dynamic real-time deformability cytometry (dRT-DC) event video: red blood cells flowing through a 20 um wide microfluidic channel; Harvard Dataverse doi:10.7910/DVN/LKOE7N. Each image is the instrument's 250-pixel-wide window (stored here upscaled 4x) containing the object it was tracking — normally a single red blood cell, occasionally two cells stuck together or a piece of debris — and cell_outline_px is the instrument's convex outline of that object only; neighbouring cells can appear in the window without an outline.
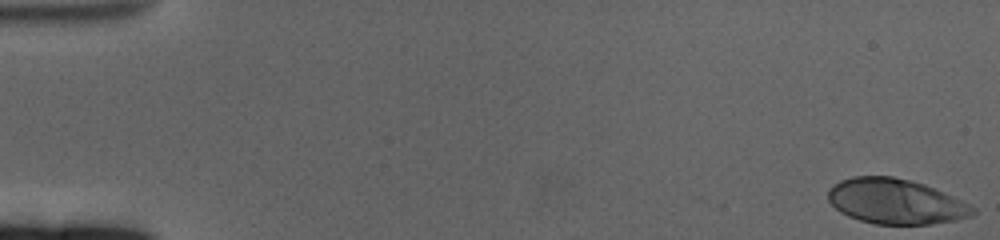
{"species": "human", "species_latin": "Homo sapiens", "temperature_condition": "cold", "stored_images_in_passage": 62, "camera_frame_rate_fps": 3000, "um_per_image_px": 0.085, "donor": {"sex": "female"}, "frame": {"image": 1, "passage_image": 1, "time_ms": 0.0, "image_size_px": [1000, 240], "cell_outline_px": [[976, 212], [972, 216], [956, 220], [928, 224], [876, 224], [860, 220], [848, 216], [840, 212], [828, 200], [828, 192], [832, 184], [840, 180], [852, 176], [892, 176], [924, 184], [952, 196], [976, 208]], "centroid_in_image_um": [76.11, 17.12], "position_along_channel_um": 8.9, "area_um2": 37.92}}
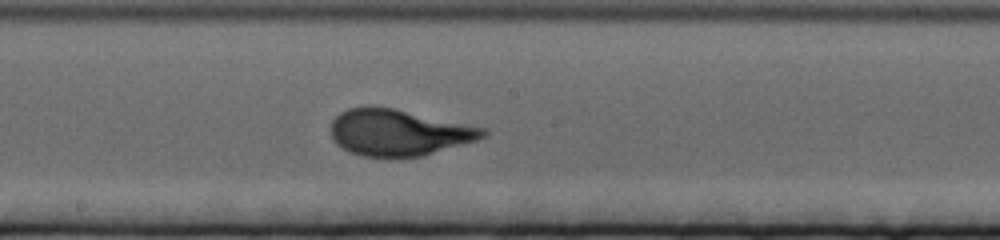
{"frame": {"image": 2, "passage_image": 34, "time_ms": 11.0, "image_size_px": [1000, 240], "cell_outline_px": [[488, 132], [484, 136], [476, 140], [420, 156], [360, 156], [348, 152], [340, 148], [336, 144], [332, 136], [332, 120], [340, 112], [348, 108], [368, 104], [396, 108], [488, 128]], "centroid_in_image_um": [33.85, 11.22], "position_along_channel_um": 214.3, "area_um2": 41.38}}
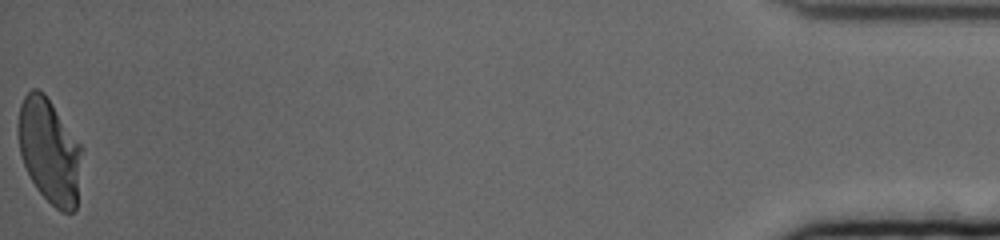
{"frame": {"image": 3, "passage_image": 62, "time_ms": 20.333, "image_size_px": [1000, 240], "cell_outline_px": [[84, 148], [76, 208], [72, 212], [60, 212], [36, 188], [20, 156], [16, 132], [16, 128], [20, 104], [24, 96], [32, 88], [36, 88], [44, 92]], "centroid_in_image_um": [4.2, 12.81], "position_along_channel_um": 431.0, "area_um2": 39.48}, "authors_computed_cell_mechanics": {"area_um2": 39.5352, "velocity_mm_per_s": 3.2778, "shape_relaxation_time_tau1_ms": 3.8645, "shape_relaxation_time_tau2_ms": null, "deformation_change_tau1": 0.1991, "deformation_change_tau2": null}}